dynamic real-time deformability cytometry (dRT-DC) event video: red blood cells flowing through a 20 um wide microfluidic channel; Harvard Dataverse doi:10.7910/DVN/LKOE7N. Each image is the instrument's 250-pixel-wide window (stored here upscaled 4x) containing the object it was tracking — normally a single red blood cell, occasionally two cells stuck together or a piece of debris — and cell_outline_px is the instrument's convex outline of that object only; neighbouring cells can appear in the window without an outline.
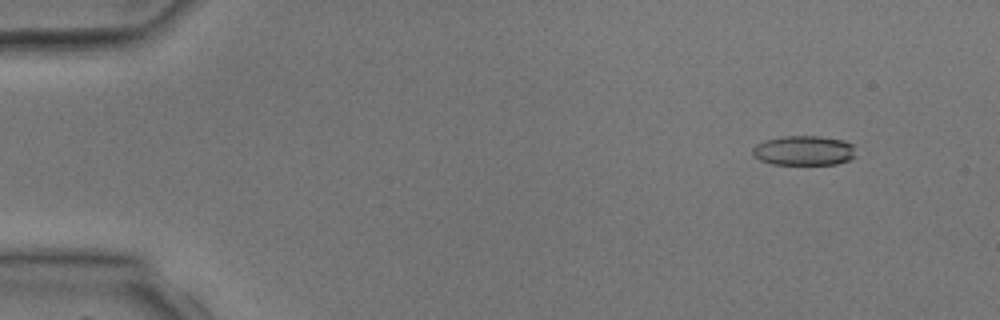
{"species": "common noctule bat (a hibernating species)", "species_latin": "Nyctalus noctula", "temperature_condition": "room temperature", "stored_images_in_passage": 4, "camera_frame_rate_fps": 3000, "um_per_image_px": 0.085, "animal": {"sex": "male", "body_mass_g": 17.9, "forearm_length_mm": 54.2}, "frame": {"image": 1, "passage_image": 1, "time_ms": 0.0, "image_size_px": [1000, 320], "cell_outline_px": [[856, 156], [848, 160], [836, 164], [772, 164], [760, 160], [752, 156], [752, 148], [756, 144], [764, 140], [780, 136], [820, 136], [844, 140], [852, 144]], "centroid_in_image_um": [68.3, 12.79], "position_along_channel_um": 16.7, "area_um2": 18.03}}
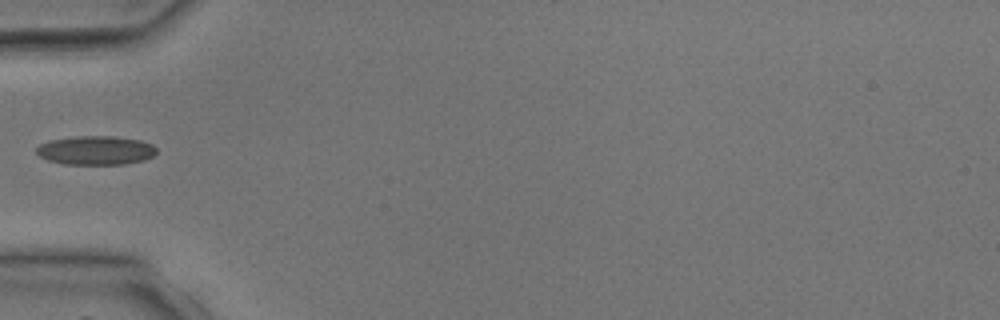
{"frame": {"image": 2, "passage_image": 4, "time_ms": 3.333, "image_size_px": [1000, 320], "cell_outline_px": [[156, 152], [152, 156], [144, 160], [124, 164], [64, 164], [48, 160], [40, 156], [36, 152], [36, 148], [40, 144], [48, 140], [76, 136], [112, 136], [140, 140], [152, 144], [156, 148]], "centroid_in_image_um": [8.12, 12.77], "position_along_channel_um": 76.9, "area_um2": 20.23}}